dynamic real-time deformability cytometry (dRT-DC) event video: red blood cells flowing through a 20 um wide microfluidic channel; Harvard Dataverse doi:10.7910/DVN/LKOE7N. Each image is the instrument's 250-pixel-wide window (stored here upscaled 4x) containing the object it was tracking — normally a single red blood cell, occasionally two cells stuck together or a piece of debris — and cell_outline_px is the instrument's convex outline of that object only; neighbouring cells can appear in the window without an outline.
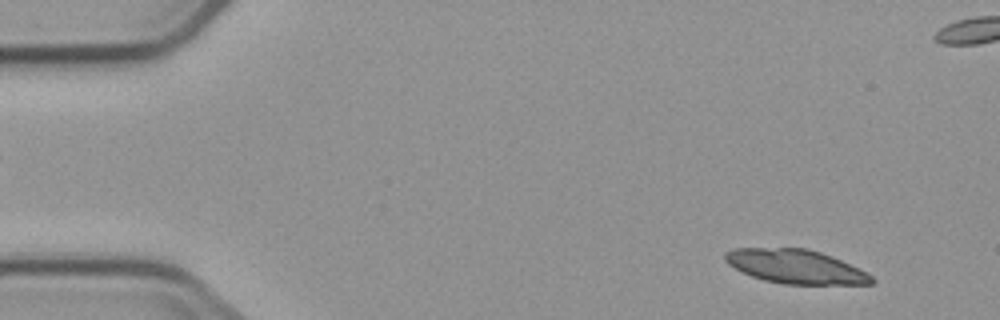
{"species": "common noctule bat (a hibernating species)", "species_latin": "Nyctalus noctula", "temperature_condition": "cold", "stored_images_in_passage": 5, "camera_frame_rate_fps": 3000, "um_per_image_px": 0.085, "animal": {"sex": "male", "body_mass_g": 23.1, "forearm_length_mm": 52.7}, "frame": {"image": 1, "passage_image": 1, "time_ms": 0.0, "image_size_px": [1000, 320], "cell_outline_px": [[876, 280], [872, 284], [784, 284], [764, 280], [752, 276], [728, 264], [724, 260], [724, 252], [732, 248], [808, 248], [832, 256], [872, 276]], "centroid_in_image_um": [67.59, 22.65], "position_along_channel_um": 17.4, "area_um2": 28.73}}